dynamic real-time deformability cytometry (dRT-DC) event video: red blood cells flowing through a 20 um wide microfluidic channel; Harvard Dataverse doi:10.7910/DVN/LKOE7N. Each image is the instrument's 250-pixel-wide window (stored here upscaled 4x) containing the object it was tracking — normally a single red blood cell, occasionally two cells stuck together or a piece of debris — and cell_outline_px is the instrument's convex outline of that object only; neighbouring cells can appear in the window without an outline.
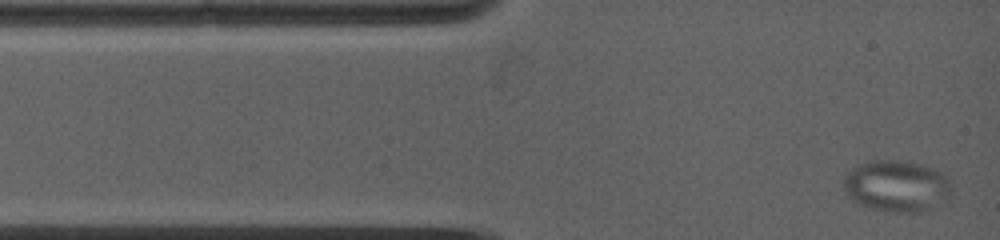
{"species": "common noctule bat (a hibernating species)", "species_latin": "Nyctalus noctula", "temperature_condition": "warm", "stored_images_in_passage": 41, "camera_frame_rate_fps": 5000, "um_per_image_px": 0.085, "animal": {"sex": "female", "body_mass_g": 19.0, "forearm_length_mm": 53.3}, "frame": {"image": 1, "passage_image": 1, "time_ms": 0.0, "image_size_px": [1000, 240], "cell_outline_px": [[952, 196], [944, 204], [924, 212], [896, 212], [872, 208], [860, 204], [852, 200], [848, 196], [844, 188], [844, 176], [848, 172], [860, 164], [868, 160], [896, 160], [924, 164], [948, 176], [952, 188]], "centroid_in_image_um": [76.29, 15.82], "position_along_channel_um": 8.7, "area_um2": 32.89}}
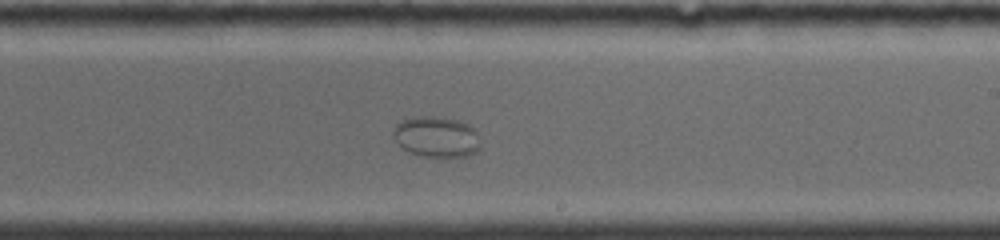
{"frame": {"image": 2, "passage_image": 24, "time_ms": 8.0, "image_size_px": [1000, 240], "cell_outline_px": [[480, 148], [476, 152], [468, 156], [440, 160], [420, 156], [408, 152], [396, 140], [392, 132], [396, 124], [400, 120], [416, 116], [432, 116], [456, 120], [468, 124], [476, 132], [480, 144]], "centroid_in_image_um": [37.1, 11.68], "position_along_channel_um": 251.9, "area_um2": 21.27}}
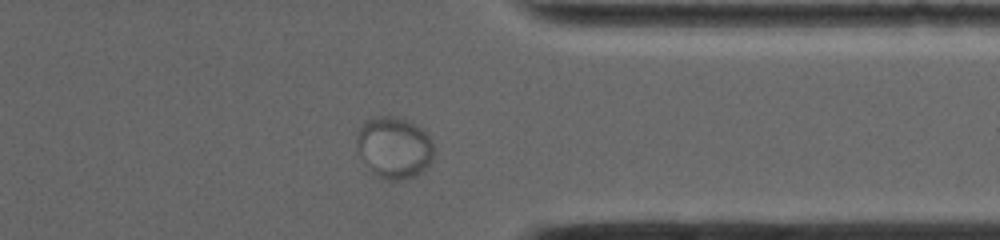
{"frame": {"image": 3, "passage_image": 35, "time_ms": 11.6, "image_size_px": [1000, 240], "cell_outline_px": [[432, 160], [424, 172], [416, 176], [404, 180], [388, 180], [372, 172], [364, 164], [356, 148], [356, 136], [360, 128], [368, 120], [376, 116], [392, 116], [412, 120], [432, 140]], "centroid_in_image_um": [33.5, 12.55], "position_along_channel_um": 377.9, "area_um2": 27.92}}